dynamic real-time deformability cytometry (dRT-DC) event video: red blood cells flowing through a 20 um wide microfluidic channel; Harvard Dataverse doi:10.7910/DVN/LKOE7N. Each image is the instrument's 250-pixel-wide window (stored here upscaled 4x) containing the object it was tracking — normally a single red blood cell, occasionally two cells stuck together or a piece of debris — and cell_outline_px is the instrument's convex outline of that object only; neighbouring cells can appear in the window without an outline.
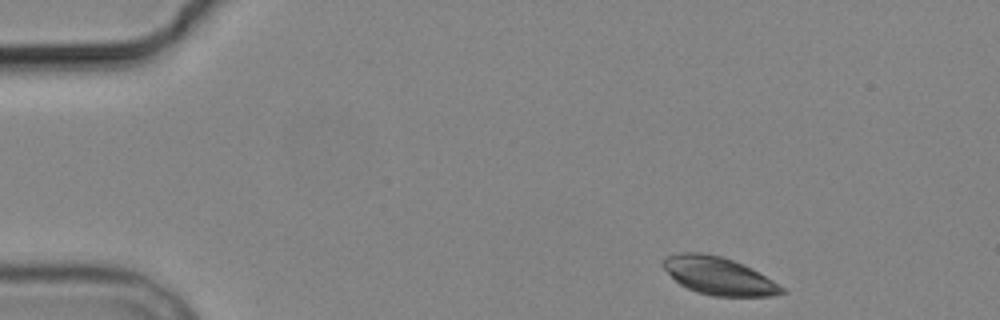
{"species": "common noctule bat (a hibernating species)", "species_latin": "Nyctalus noctula", "temperature_condition": "cold", "stored_images_in_passage": 3, "camera_frame_rate_fps": 3000, "um_per_image_px": 0.085, "animal": {"sex": "male", "body_mass_g": 19.2, "forearm_length_mm": 51.8}, "frame": {"image": 1, "passage_image": 1, "time_ms": 0.0, "image_size_px": [1000, 320], "cell_outline_px": [[788, 292], [772, 296], [712, 296], [696, 292], [680, 284], [660, 264], [668, 256], [680, 252], [700, 252], [720, 256], [732, 260], [752, 268], [772, 280], [784, 288]], "centroid_in_image_um": [61.1, 23.45], "position_along_channel_um": 23.9, "area_um2": 25.89}}